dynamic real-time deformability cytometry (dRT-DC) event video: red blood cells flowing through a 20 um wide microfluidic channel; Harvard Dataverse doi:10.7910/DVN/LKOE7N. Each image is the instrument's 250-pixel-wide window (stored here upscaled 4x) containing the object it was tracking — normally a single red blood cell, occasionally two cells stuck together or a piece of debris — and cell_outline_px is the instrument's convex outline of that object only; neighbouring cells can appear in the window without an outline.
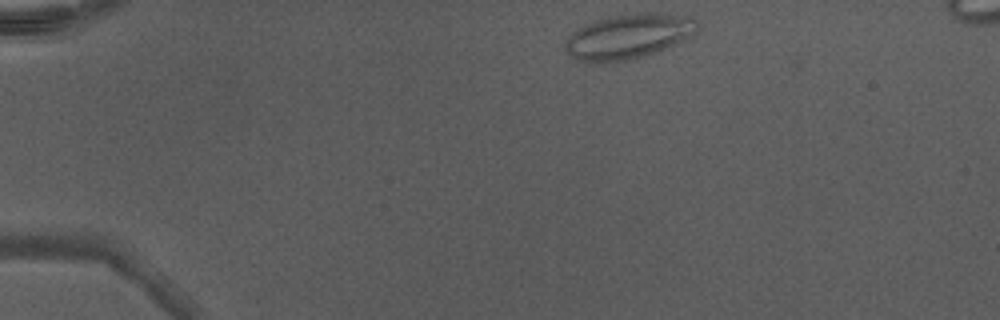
{"species": "Egyptian fruit bat (a non-hibernating species)", "species_latin": "Rousettus aegyptiacus", "temperature_condition": "warm", "stored_images_in_passage": 40, "camera_frame_rate_fps": 3000, "um_per_image_px": 0.085, "animal": {"sex": "male"}, "frame": {"image": 1, "passage_image": 1, "time_ms": 0.0, "image_size_px": [1000, 320], "cell_outline_px": [[696, 32], [664, 48], [644, 56], [628, 60], [584, 64], [576, 60], [564, 48], [564, 40], [576, 28], [592, 20], [636, 12], [660, 12], [692, 16], [696, 20]], "centroid_in_image_um": [53.33, 3.08], "position_along_channel_um": 31.7, "area_um2": 34.8}}
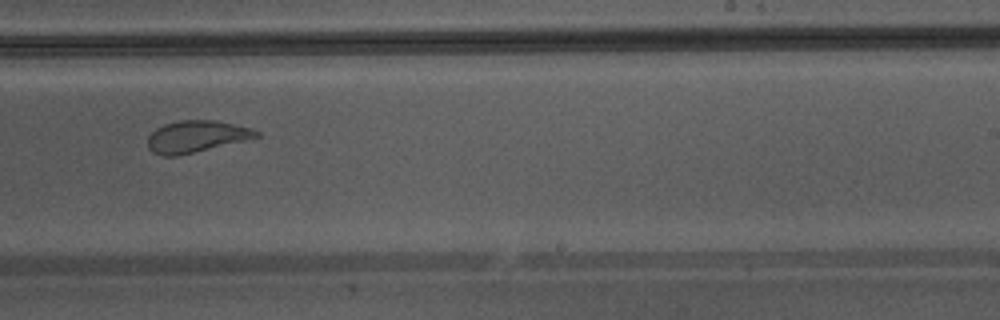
{"frame": {"image": 2, "passage_image": 23, "time_ms": 7.333, "image_size_px": [1000, 320], "cell_outline_px": [[260, 136], [244, 140], [176, 156], [164, 156], [152, 152], [148, 148], [148, 136], [156, 128], [164, 124], [180, 120], [216, 120], [248, 128], [260, 132]], "centroid_in_image_um": [16.63, 11.59], "position_along_channel_um": 272.4, "area_um2": 19.71}, "authors_computed_cell_mechanics": {"area_um2": 24.854, "velocity_mm_per_s": 4.3509, "shape_relaxation_time_tau1_ms": null, "shape_relaxation_time_tau2_ms": 0.7931, "deformation_change_tau1": null, "deformation_change_tau2": 0.0771}}